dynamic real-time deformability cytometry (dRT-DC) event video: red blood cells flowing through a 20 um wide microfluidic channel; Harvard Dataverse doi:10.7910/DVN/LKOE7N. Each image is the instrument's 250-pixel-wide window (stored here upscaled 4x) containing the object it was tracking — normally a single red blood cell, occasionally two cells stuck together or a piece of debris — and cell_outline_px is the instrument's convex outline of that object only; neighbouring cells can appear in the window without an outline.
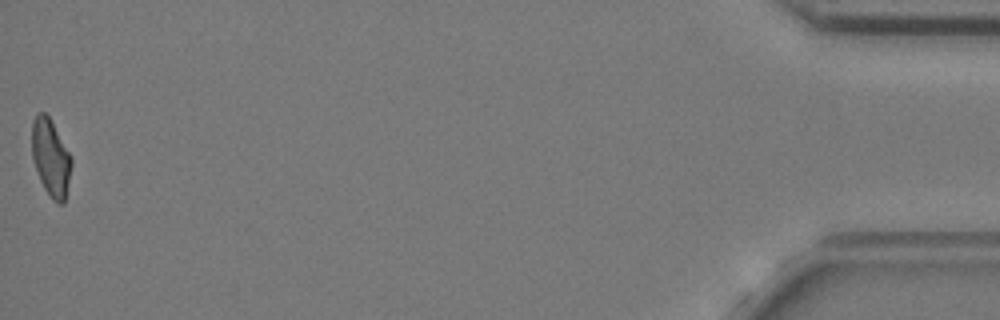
{"species": "common noctule bat (a hibernating species)", "species_latin": "Nyctalus noctula", "temperature_condition": "cold", "stored_images_in_passage": 41, "camera_frame_rate_fps": 3000, "um_per_image_px": 0.085, "animal": {"sex": "female", "body_mass_g": 24.6, "forearm_length_mm": 56.2}, "frame": {"image": 1, "passage_image": 41, "time_ms": 13.333, "image_size_px": [1000, 320], "cell_outline_px": [[72, 164], [64, 204], [56, 204], [52, 200], [44, 188], [40, 180], [32, 156], [32, 120], [36, 112], [44, 112], [48, 116], [72, 156]], "centroid_in_image_um": [4.32, 13.41], "position_along_channel_um": 430.9, "area_um2": 17.8}, "authors_computed_cell_mechanics": {"area_um2": 18.9006, "velocity_mm_per_s": 3.6777, "shape_relaxation_time_tau1_ms": 8.7144, "shape_relaxation_time_tau2_ms": 2.368, "deformation_change_tau1": 0.1949, "deformation_change_tau2": 0.0968}}